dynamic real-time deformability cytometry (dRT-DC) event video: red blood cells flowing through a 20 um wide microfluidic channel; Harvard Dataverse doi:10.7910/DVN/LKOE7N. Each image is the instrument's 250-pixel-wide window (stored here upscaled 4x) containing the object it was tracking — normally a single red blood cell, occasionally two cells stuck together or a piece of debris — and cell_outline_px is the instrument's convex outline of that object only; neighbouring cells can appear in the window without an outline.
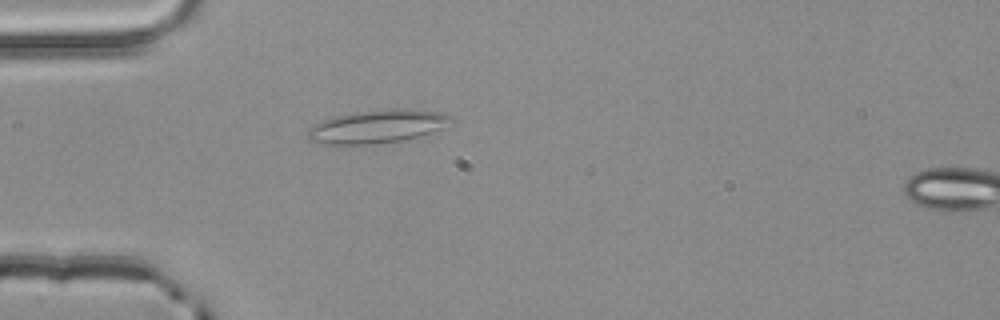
{"species": "common noctule bat (a hibernating species)", "species_latin": "Nyctalus noctula", "temperature_condition": "room temperature", "stored_images_in_passage": 5, "camera_frame_rate_fps": 3000, "um_per_image_px": 0.085, "animal": {"sex": "male", "body_mass_g": 20.4}, "frame": {"image": 1, "passage_image": 5, "time_ms": 1.333, "image_size_px": [1000, 320], "cell_outline_px": [[456, 120], [432, 132], [420, 136], [404, 140], [372, 144], [328, 144], [312, 140], [308, 136], [308, 128], [312, 124], [336, 116], [356, 112], [396, 108], [412, 108], [444, 112], [452, 116]], "centroid_in_image_um": [32.16, 10.73], "position_along_channel_um": 52.8, "area_um2": 27.8}}